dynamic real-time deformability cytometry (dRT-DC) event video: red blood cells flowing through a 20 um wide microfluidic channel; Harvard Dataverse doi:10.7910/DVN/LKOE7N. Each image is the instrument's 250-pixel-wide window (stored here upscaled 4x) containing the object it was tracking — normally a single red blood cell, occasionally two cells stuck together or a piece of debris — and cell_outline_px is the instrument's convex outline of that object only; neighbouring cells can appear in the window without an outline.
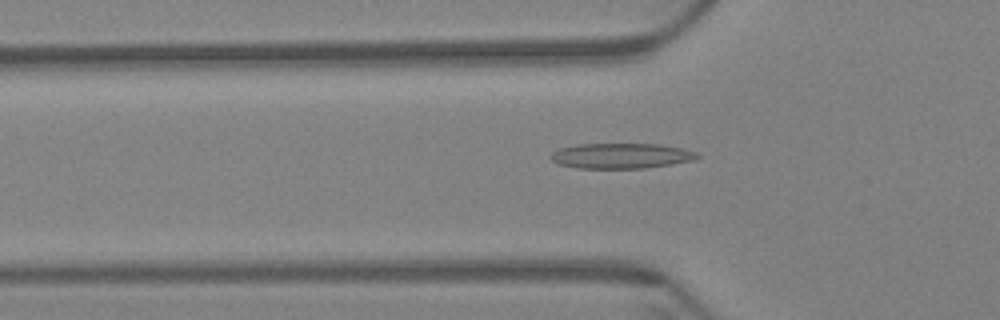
{"species": "Egyptian fruit bat (a non-hibernating species)", "species_latin": "Rousettus aegyptiacus", "temperature_condition": "warm", "stored_images_in_passage": 32, "camera_frame_rate_fps": 3000, "um_per_image_px": 0.085, "animal": {"sex": "female"}, "frame": {"image": 1, "passage_image": 3, "time_ms": 0.667, "image_size_px": [1000, 320], "cell_outline_px": [[700, 156], [696, 160], [672, 164], [644, 168], [576, 168], [560, 164], [552, 160], [552, 152], [560, 148], [576, 144], [660, 144], [680, 148], [696, 152]], "centroid_in_image_um": [52.82, 13.24], "position_along_channel_um": 73.0, "area_um2": 21.5}}
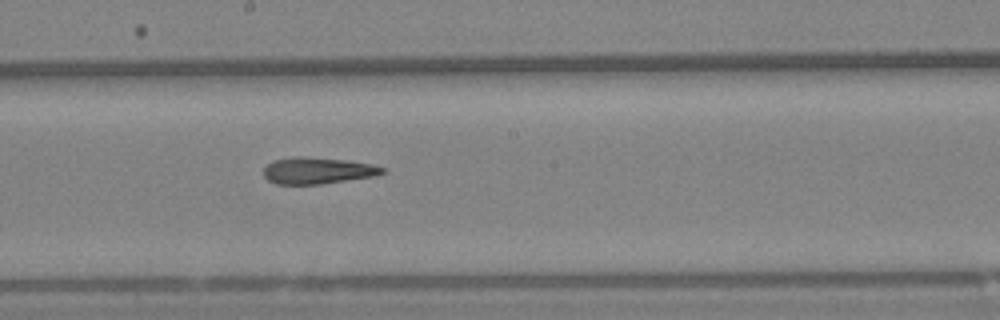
{"frame": {"image": 2, "passage_image": 16, "time_ms": 5.0, "image_size_px": [1000, 320], "cell_outline_px": [[388, 172], [376, 176], [320, 184], [276, 184], [268, 180], [264, 176], [264, 168], [272, 160], [296, 156], [304, 156], [344, 160], [372, 164], [384, 168]], "centroid_in_image_um": [27.01, 14.5], "position_along_channel_um": 221.2, "area_um2": 18.44}}
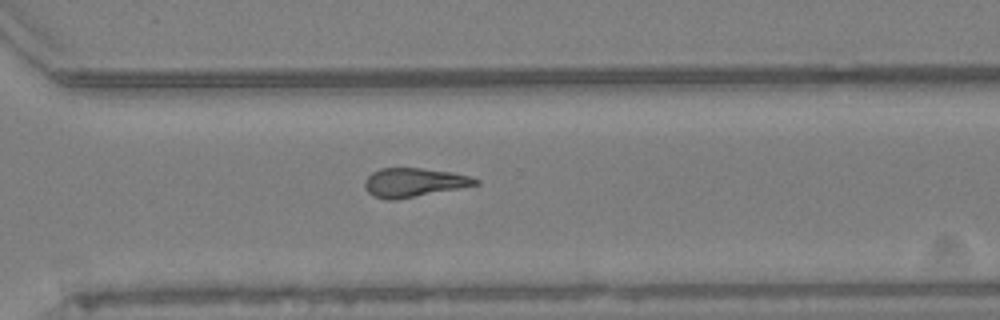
{"frame": {"image": 3, "passage_image": 26, "time_ms": 8.333, "image_size_px": [1000, 320], "cell_outline_px": [[480, 184], [460, 188], [396, 200], [388, 200], [372, 196], [364, 188], [364, 180], [372, 172], [380, 168], [420, 168], [452, 172], [468, 176], [480, 180]], "centroid_in_image_um": [35.15, 15.51], "position_along_channel_um": 335.5, "area_um2": 18.73}, "authors_computed_cell_mechanics": {"area_um2": 18.9873, "velocity_mm_per_s": 3.4256, "shape_relaxation_time_tau1_ms": null, "shape_relaxation_time_tau2_ms": 4.6408, "deformation_change_tau1": null, "deformation_change_tau2": 0.1533}}